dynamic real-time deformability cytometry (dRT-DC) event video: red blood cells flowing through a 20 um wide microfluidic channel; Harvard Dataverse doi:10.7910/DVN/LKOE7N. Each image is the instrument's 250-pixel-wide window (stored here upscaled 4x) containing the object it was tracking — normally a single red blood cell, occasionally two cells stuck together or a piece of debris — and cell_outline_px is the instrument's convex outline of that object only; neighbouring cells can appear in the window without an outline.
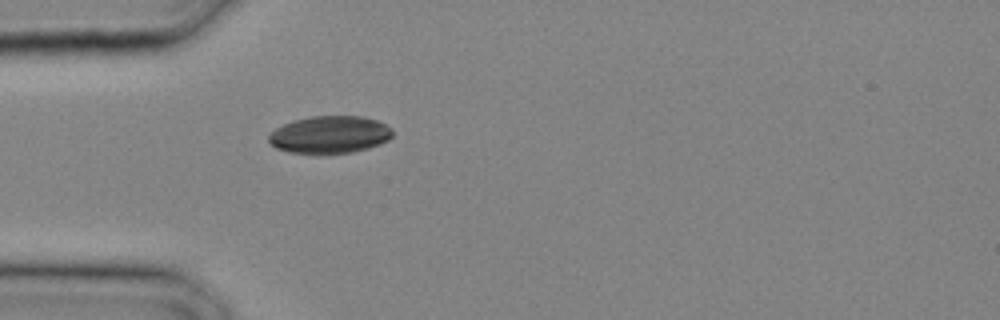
{"species": "common noctule bat (a hibernating species)", "species_latin": "Nyctalus noctula", "temperature_condition": "cold", "stored_images_in_passage": 7, "camera_frame_rate_fps": 3000, "um_per_image_px": 0.085, "animal": {"sex": "male", "body_mass_g": 20.4}, "frame": {"image": 1, "passage_image": 1, "time_ms": 0.0, "image_size_px": [1000, 320], "cell_outline_px": [[392, 136], [388, 140], [380, 144], [368, 148], [352, 152], [320, 156], [316, 156], [288, 152], [276, 148], [268, 140], [268, 136], [276, 128], [292, 120], [312, 116], [360, 116], [376, 120], [392, 128]], "centroid_in_image_um": [28.0, 11.48], "position_along_channel_um": 57.0, "area_um2": 27.57}}
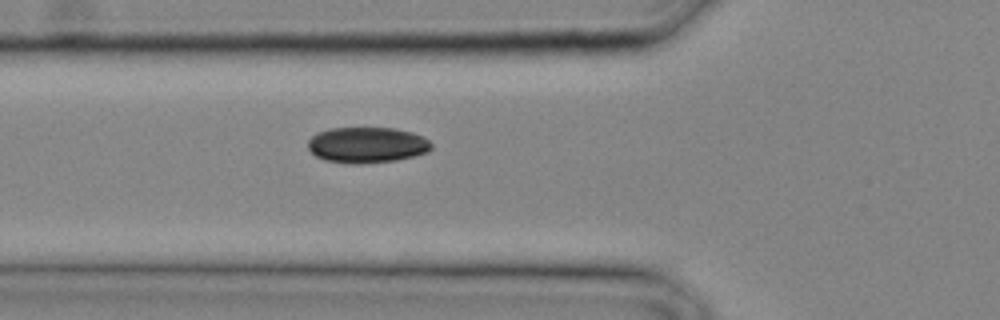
{"frame": {"image": 2, "passage_image": 3, "time_ms": 0.667, "image_size_px": [1000, 320], "cell_outline_px": [[432, 148], [428, 152], [396, 160], [360, 164], [348, 164], [324, 160], [316, 156], [308, 148], [308, 140], [316, 132], [328, 128], [396, 128], [412, 132], [424, 136], [432, 144]], "centroid_in_image_um": [31.18, 12.32], "position_along_channel_um": 94.6, "area_um2": 26.01}}
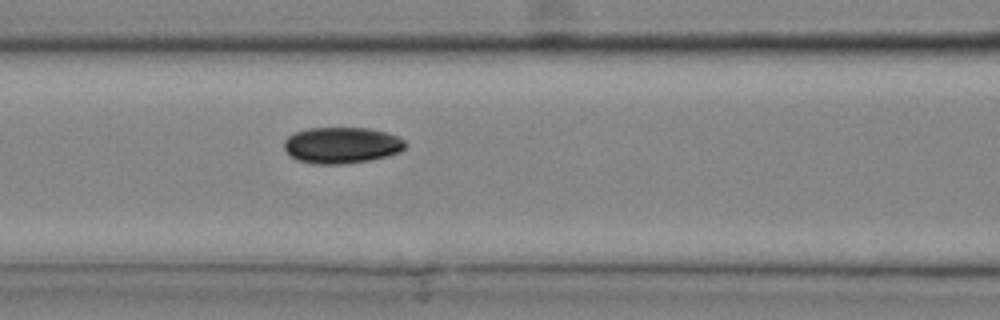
{"frame": {"image": 3, "passage_image": 5, "time_ms": 1.333, "image_size_px": [1000, 320], "cell_outline_px": [[408, 144], [400, 152], [388, 156], [368, 160], [344, 164], [312, 164], [296, 160], [288, 156], [284, 148], [284, 140], [288, 136], [296, 132], [308, 128], [368, 128], [388, 132], [404, 140]], "centroid_in_image_um": [29.03, 12.35], "position_along_channel_um": 137.6, "area_um2": 25.89}}